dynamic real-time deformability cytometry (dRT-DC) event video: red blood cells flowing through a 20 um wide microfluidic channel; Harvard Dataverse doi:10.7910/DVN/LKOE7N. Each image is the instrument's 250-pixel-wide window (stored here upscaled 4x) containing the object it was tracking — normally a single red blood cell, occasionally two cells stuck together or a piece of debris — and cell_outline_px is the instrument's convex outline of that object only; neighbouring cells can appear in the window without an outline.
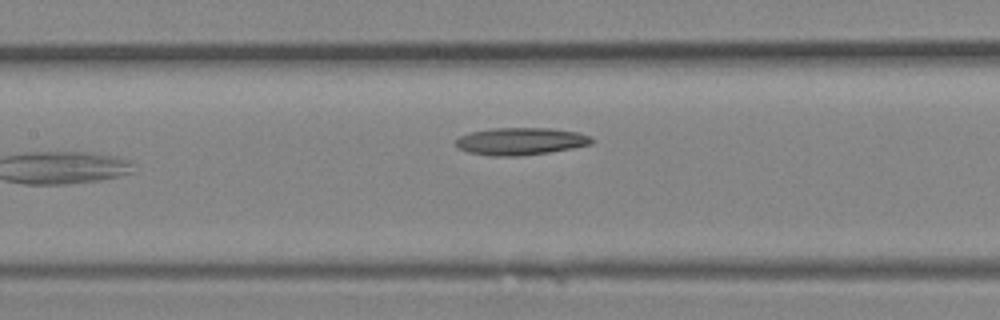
{"species": "Egyptian fruit bat (a non-hibernating species)", "species_latin": "Rousettus aegyptiacus", "temperature_condition": "room temperature", "stored_images_in_passage": 15, "camera_frame_rate_fps": 3000, "um_per_image_px": 0.085, "animal": {"sex": "female"}, "frame": {"image": 1, "passage_image": 15, "time_ms": 4.667, "image_size_px": [1000, 320], "cell_outline_px": [[596, 140], [592, 144], [572, 148], [548, 152], [520, 156], [492, 156], [468, 152], [460, 148], [456, 144], [456, 140], [460, 136], [472, 132], [492, 128], [548, 128], [576, 132], [592, 136]], "centroid_in_image_um": [44.3, 12.01], "position_along_channel_um": 163.1, "area_um2": 21.56}}